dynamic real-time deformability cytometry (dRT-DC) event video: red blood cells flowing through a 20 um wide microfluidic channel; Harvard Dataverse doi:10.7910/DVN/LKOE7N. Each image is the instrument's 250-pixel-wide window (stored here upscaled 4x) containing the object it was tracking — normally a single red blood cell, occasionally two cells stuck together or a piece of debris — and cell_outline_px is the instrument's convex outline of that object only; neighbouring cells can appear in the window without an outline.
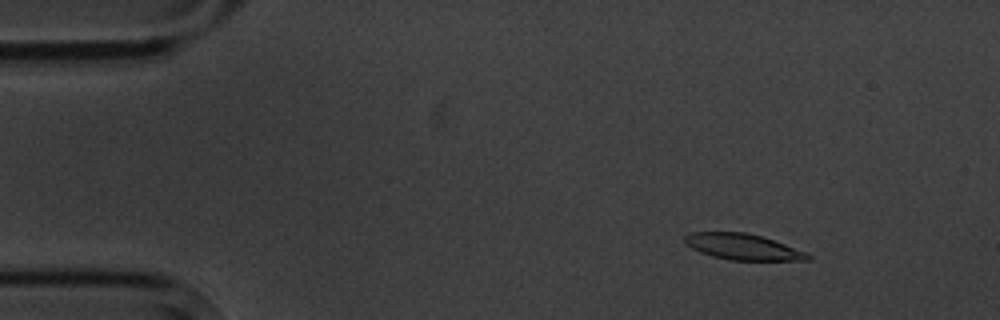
{"species": "common noctule bat (a hibernating species)", "species_latin": "Nyctalus noctula", "temperature_condition": "cold", "stored_images_in_passage": 5, "camera_frame_rate_fps": 3000, "um_per_image_px": 0.085, "animal": {"sex": "male", "body_mass_g": 20.1, "forearm_length_mm": 53.5}, "frame": {"image": 1, "passage_image": 2, "time_ms": 1.333, "image_size_px": [1000, 320], "cell_outline_px": [[812, 260], [732, 260], [712, 256], [700, 252], [692, 248], [684, 240], [684, 236], [688, 232], [744, 232], [760, 236], [808, 252], [812, 256]], "centroid_in_image_um": [63.15, 20.98], "position_along_channel_um": 21.8, "area_um2": 18.5}}
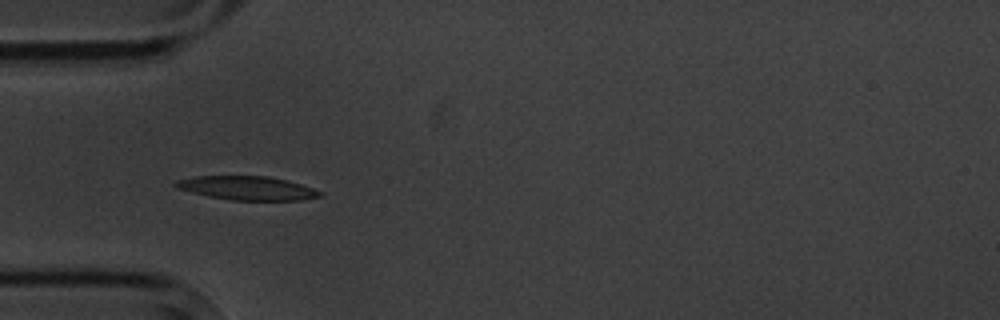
{"frame": {"image": 2, "passage_image": 4, "time_ms": 4.667, "image_size_px": [1000, 320], "cell_outline_px": [[324, 196], [300, 200], [232, 200], [208, 196], [176, 188], [172, 184], [176, 180], [196, 176], [268, 176], [288, 180], [324, 192]], "centroid_in_image_um": [21.03, 15.98], "position_along_channel_um": 64.0, "area_um2": 20.06}}
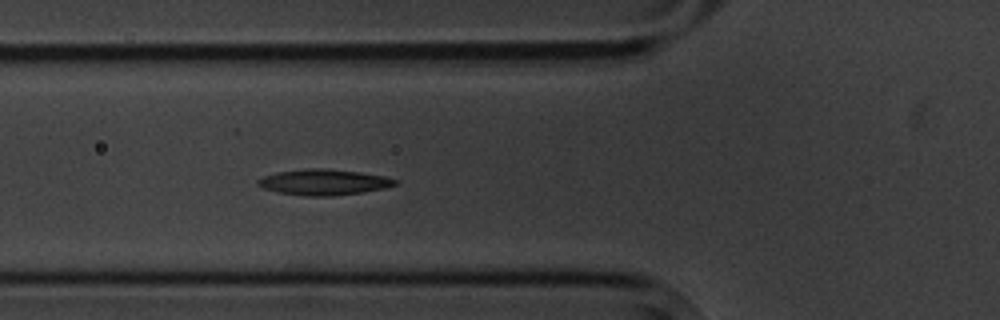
{"frame": {"image": 3, "passage_image": 5, "time_ms": 5.667, "image_size_px": [1000, 320], "cell_outline_px": [[400, 180], [396, 184], [384, 188], [364, 192], [332, 196], [304, 196], [280, 192], [264, 188], [256, 184], [256, 180], [264, 176], [276, 172], [304, 168], [328, 168], [360, 172], [384, 176]], "centroid_in_image_um": [27.53, 15.47], "position_along_channel_um": 98.3, "area_um2": 20.75}}